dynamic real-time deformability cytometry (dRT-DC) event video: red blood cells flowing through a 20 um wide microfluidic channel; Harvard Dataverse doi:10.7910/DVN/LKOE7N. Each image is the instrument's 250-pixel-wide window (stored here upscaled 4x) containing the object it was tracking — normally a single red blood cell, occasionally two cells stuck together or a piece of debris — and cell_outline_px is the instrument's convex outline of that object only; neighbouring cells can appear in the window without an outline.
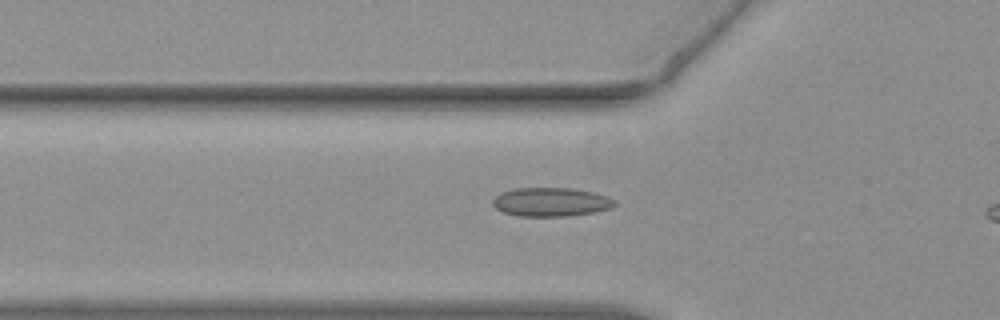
{"species": "common noctule bat (a hibernating species)", "species_latin": "Nyctalus noctula", "temperature_condition": "warm", "stored_images_in_passage": 36, "camera_frame_rate_fps": 3000, "um_per_image_px": 0.085, "animal": {"sex": "female", "body_mass_g": 19.3, "forearm_length_mm": 54.1}, "frame": {"image": 1, "passage_image": 8, "time_ms": 2.333, "image_size_px": [1000, 320], "cell_outline_px": [[616, 204], [612, 208], [592, 212], [568, 216], [520, 216], [504, 212], [496, 208], [492, 204], [492, 200], [500, 192], [516, 188], [572, 188], [596, 192], [608, 196], [616, 200]], "centroid_in_image_um": [46.86, 17.16], "position_along_channel_um": 78.9, "area_um2": 20.58}}
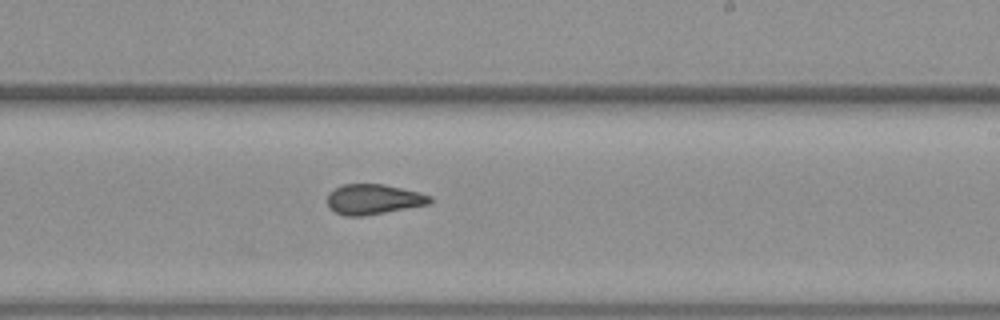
{"frame": {"image": 2, "passage_image": 22, "time_ms": 7.0, "image_size_px": [1000, 320], "cell_outline_px": [[432, 200], [428, 204], [364, 216], [344, 216], [328, 208], [328, 192], [344, 184], [384, 184], [420, 192], [432, 196]], "centroid_in_image_um": [31.73, 16.94], "position_along_channel_um": 257.3, "area_um2": 18.03}}
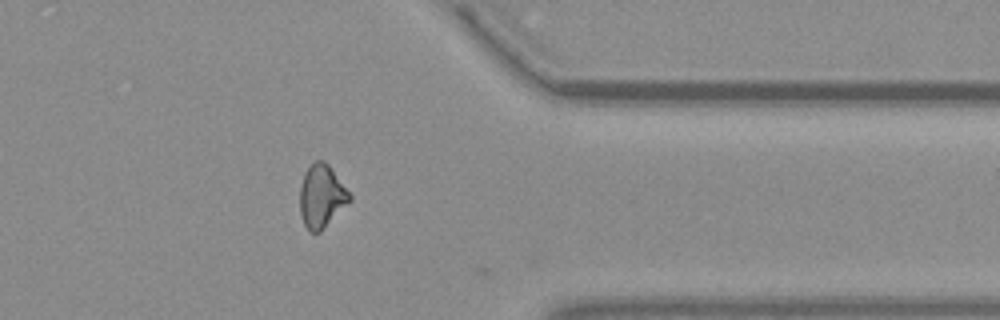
{"frame": {"image": 3, "passage_image": 33, "time_ms": 10.667, "image_size_px": [1000, 320], "cell_outline_px": [[352, 200], [320, 232], [312, 232], [304, 224], [300, 216], [300, 184], [304, 172], [316, 160], [324, 160], [328, 164], [352, 196]], "centroid_in_image_um": [27.33, 16.68], "position_along_channel_um": 384.1, "area_um2": 18.21}}